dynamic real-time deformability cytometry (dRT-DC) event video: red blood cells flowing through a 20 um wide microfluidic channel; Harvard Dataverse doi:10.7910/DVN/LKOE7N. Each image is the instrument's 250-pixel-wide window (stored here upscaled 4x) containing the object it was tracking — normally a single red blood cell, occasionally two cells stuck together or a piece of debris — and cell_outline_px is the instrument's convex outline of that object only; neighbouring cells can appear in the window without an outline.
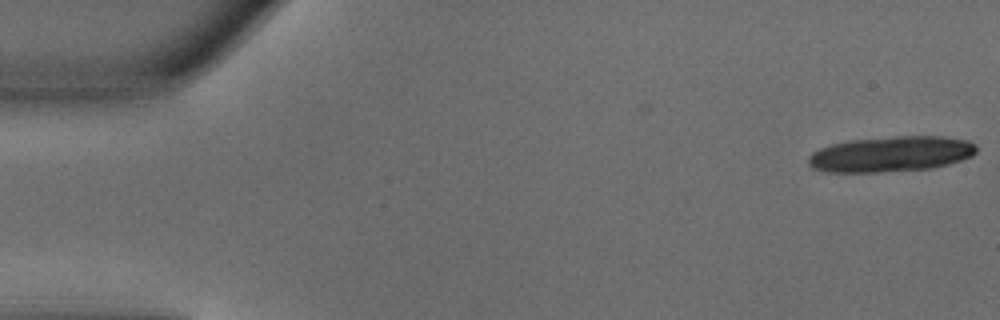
{"species": "common noctule bat (a hibernating species)", "species_latin": "Nyctalus noctula", "temperature_condition": "warm", "stored_images_in_passage": 17, "camera_frame_rate_fps": 3000, "um_per_image_px": 0.085, "animal": {"sex": "male", "body_mass_g": 18.8}, "frame": {"image": 1, "passage_image": 1, "time_ms": 0.0, "image_size_px": [1000, 320], "cell_outline_px": [[976, 152], [972, 156], [960, 160], [928, 168], [876, 172], [824, 172], [812, 168], [808, 164], [808, 156], [812, 152], [820, 148], [832, 144], [852, 140], [896, 136], [944, 136], [968, 140], [976, 144]], "centroid_in_image_um": [75.7, 13.08], "position_along_channel_um": 9.3, "area_um2": 34.62}}